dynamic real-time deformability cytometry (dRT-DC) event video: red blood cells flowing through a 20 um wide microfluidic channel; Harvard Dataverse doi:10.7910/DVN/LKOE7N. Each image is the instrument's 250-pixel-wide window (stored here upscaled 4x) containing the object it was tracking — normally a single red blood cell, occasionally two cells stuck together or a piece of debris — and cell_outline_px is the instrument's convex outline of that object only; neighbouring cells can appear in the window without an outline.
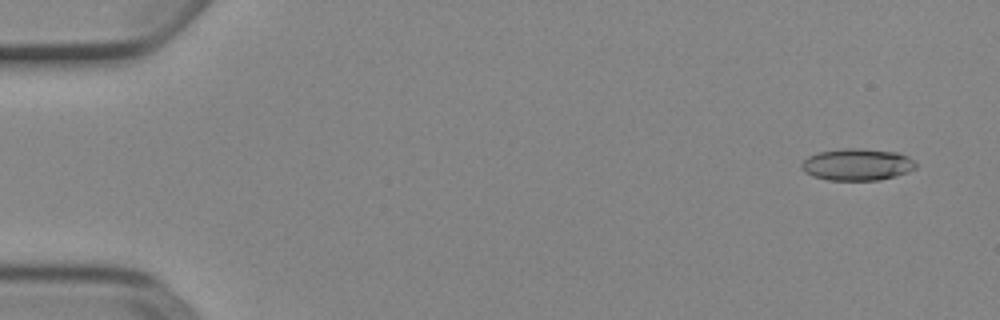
{"species": "Egyptian fruit bat (a non-hibernating species)", "species_latin": "Rousettus aegyptiacus", "temperature_condition": "cold", "stored_images_in_passage": 7, "camera_frame_rate_fps": 3000, "um_per_image_px": 0.085, "animal": {"sex": "female"}, "frame": {"image": 1, "passage_image": 1, "time_ms": 0.0, "image_size_px": [1000, 320], "cell_outline_px": [[916, 168], [908, 172], [896, 176], [880, 180], [828, 180], [812, 176], [804, 172], [800, 168], [800, 164], [808, 156], [820, 152], [844, 148], [864, 148], [896, 152], [908, 156], [916, 164]], "centroid_in_image_um": [72.85, 13.99], "position_along_channel_um": 12.2, "area_um2": 21.39}}
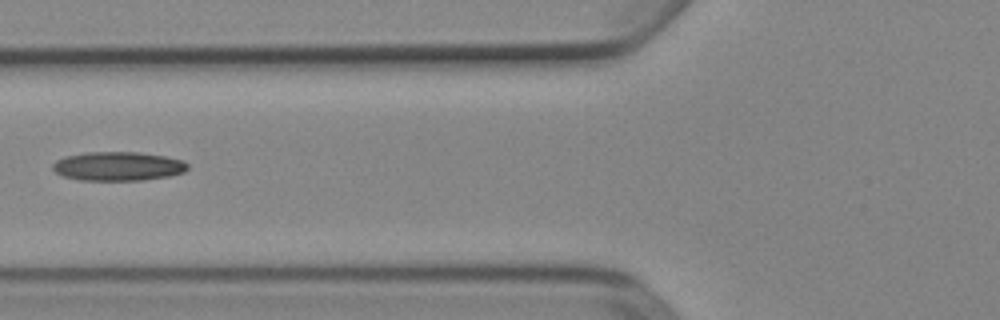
{"frame": {"image": 2, "passage_image": 6, "time_ms": 1.667, "image_size_px": [1000, 320], "cell_outline_px": [[188, 168], [184, 172], [168, 176], [144, 180], [80, 180], [60, 176], [52, 168], [52, 164], [56, 160], [64, 156], [88, 152], [140, 152], [164, 156], [180, 160], [188, 164]], "centroid_in_image_um": [9.99, 14.13], "position_along_channel_um": 115.8, "area_um2": 22.83}}
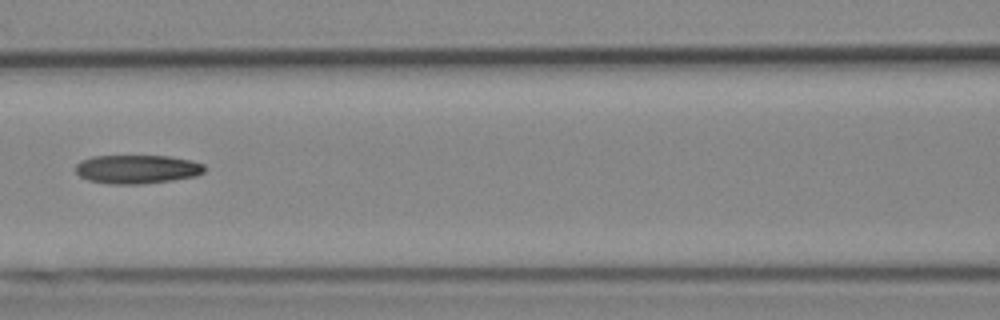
{"frame": {"image": 3, "passage_image": 7, "time_ms": 2.0, "image_size_px": [1000, 320], "cell_outline_px": [[204, 172], [196, 176], [172, 180], [140, 184], [108, 184], [88, 180], [80, 176], [76, 172], [76, 164], [80, 160], [92, 156], [168, 156], [192, 160], [204, 164]], "centroid_in_image_um": [11.64, 14.38], "position_along_channel_um": 155.0, "area_um2": 21.68}}